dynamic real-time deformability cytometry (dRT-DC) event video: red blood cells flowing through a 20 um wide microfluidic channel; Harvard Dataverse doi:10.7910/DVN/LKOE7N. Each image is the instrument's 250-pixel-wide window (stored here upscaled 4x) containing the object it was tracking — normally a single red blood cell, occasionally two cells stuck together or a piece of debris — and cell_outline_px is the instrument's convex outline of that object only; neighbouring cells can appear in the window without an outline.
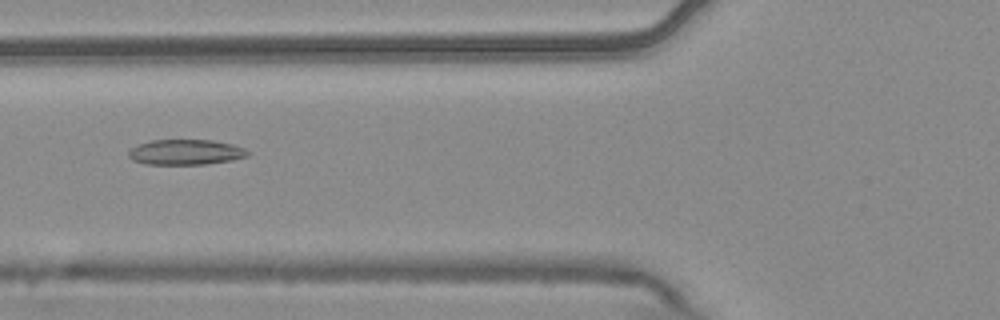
{"species": "common noctule bat (a hibernating species)", "species_latin": "Nyctalus noctula", "temperature_condition": "warm", "stored_images_in_passage": 8, "camera_frame_rate_fps": 3000, "um_per_image_px": 0.085, "animal": {"sex": "male", "body_mass_g": 20.4}, "frame": {"image": 1, "passage_image": 6, "time_ms": 1.667, "image_size_px": [1000, 320], "cell_outline_px": [[252, 152], [248, 156], [232, 160], [204, 164], [144, 164], [132, 160], [128, 156], [128, 152], [132, 148], [140, 144], [152, 140], [212, 140], [232, 144], [244, 148]], "centroid_in_image_um": [15.81, 12.93], "position_along_channel_um": 110.0, "area_um2": 17.57}}
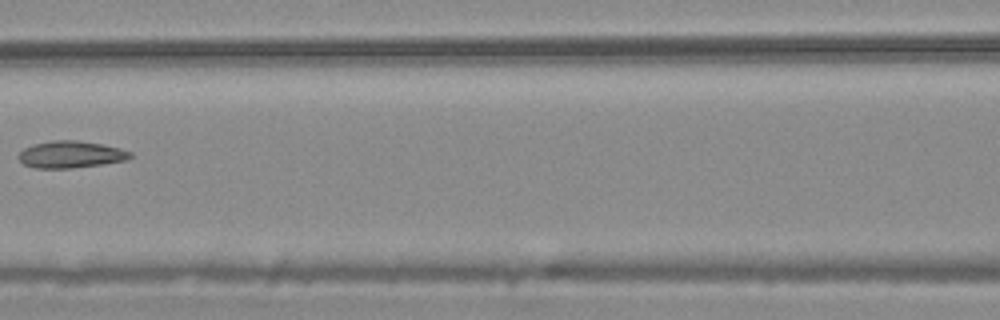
{"frame": {"image": 2, "passage_image": 7, "time_ms": 2.0, "image_size_px": [1000, 320], "cell_outline_px": [[132, 156], [128, 160], [72, 168], [36, 168], [24, 164], [20, 160], [20, 152], [24, 148], [36, 144], [52, 140], [76, 140], [100, 144], [120, 148], [132, 152]], "centroid_in_image_um": [6.05, 13.13], "position_along_channel_um": 160.6, "area_um2": 17.28}}
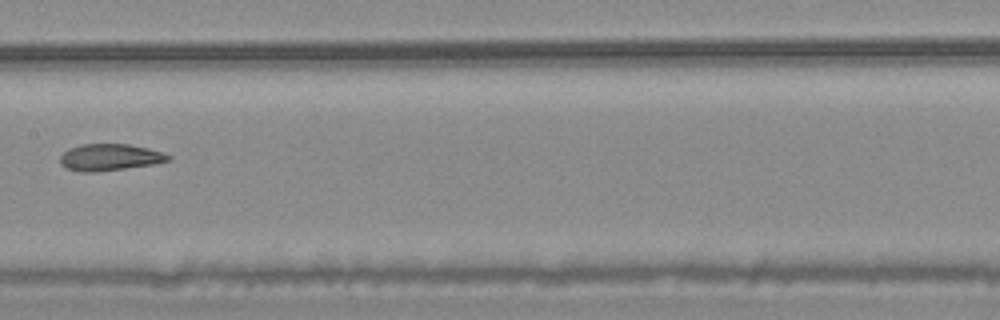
{"frame": {"image": 3, "passage_image": 8, "time_ms": 2.333, "image_size_px": [1000, 320], "cell_outline_px": [[172, 156], [168, 160], [156, 164], [96, 172], [80, 172], [64, 168], [60, 164], [60, 156], [68, 148], [80, 144], [128, 144], [148, 148], [164, 152]], "centroid_in_image_um": [9.31, 13.37], "position_along_channel_um": 198.1, "area_um2": 17.05}}